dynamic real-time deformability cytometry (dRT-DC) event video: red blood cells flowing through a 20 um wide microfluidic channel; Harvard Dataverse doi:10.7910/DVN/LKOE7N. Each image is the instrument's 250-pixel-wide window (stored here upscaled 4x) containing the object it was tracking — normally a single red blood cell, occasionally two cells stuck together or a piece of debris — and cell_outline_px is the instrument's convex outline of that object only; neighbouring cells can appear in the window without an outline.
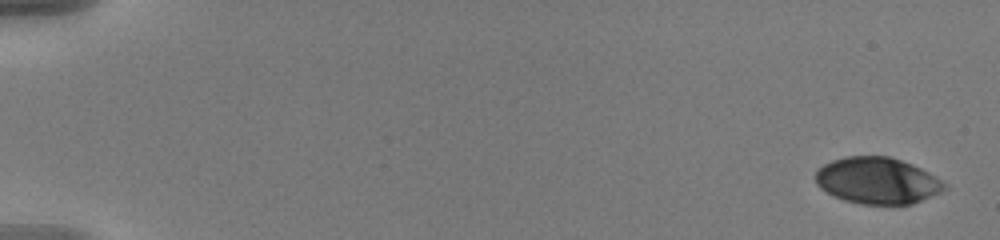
{"species": "human", "species_latin": "Homo sapiens", "temperature_condition": "warm", "stored_images_in_passage": 47, "camera_frame_rate_fps": 3000, "um_per_image_px": 0.085, "donor": {"sex": "male"}, "frame": {"image": 1, "passage_image": 1, "time_ms": 0.0, "image_size_px": [1000, 240], "cell_outline_px": [[948, 188], [912, 204], [860, 204], [844, 200], [820, 188], [816, 184], [816, 172], [824, 164], [832, 160], [844, 156], [888, 156], [912, 164], [936, 176], [948, 184]], "centroid_in_image_um": [74.59, 15.35], "position_along_channel_um": 10.4, "area_um2": 34.8}}
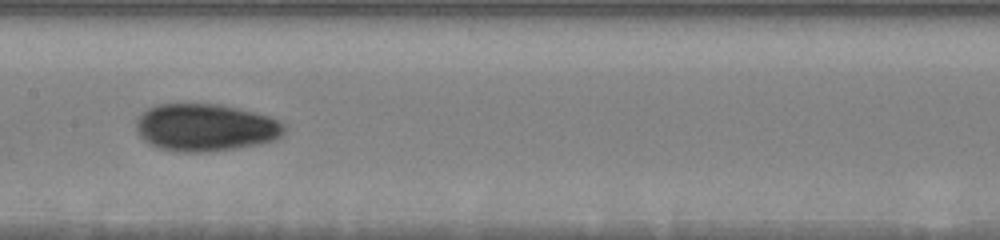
{"frame": {"image": 2, "passage_image": 21, "time_ms": 6.667, "image_size_px": [1000, 240], "cell_outline_px": [[284, 132], [276, 140], [260, 144], [236, 148], [200, 152], [176, 152], [160, 148], [148, 144], [136, 132], [136, 120], [148, 108], [156, 104], [220, 104], [240, 108], [268, 116], [280, 120], [284, 124]], "centroid_in_image_um": [17.46, 10.84], "position_along_channel_um": 189.9, "area_um2": 41.1}}
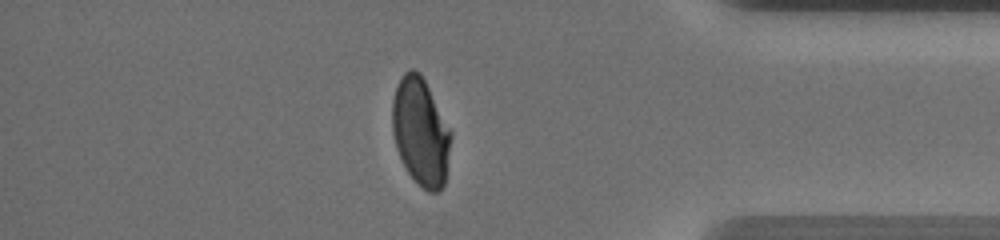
{"frame": {"image": 3, "passage_image": 40, "time_ms": 13.0, "image_size_px": [1000, 240], "cell_outline_px": [[452, 136], [444, 184], [436, 192], [428, 192], [408, 172], [396, 148], [392, 132], [392, 100], [396, 88], [404, 72], [408, 68], [412, 68], [420, 72], [452, 132]], "centroid_in_image_um": [35.75, 11.17], "position_along_channel_um": 399.5, "area_um2": 36.47}, "authors_computed_cell_mechanics": {"area_um2": 37.9746, "velocity_mm_per_s": 3.639, "shape_relaxation_time_tau1_ms": 5.9162, "shape_relaxation_time_tau2_ms": 1.2971, "deformation_change_tau1": 0.1871, "deformation_change_tau2": 0.0458}}